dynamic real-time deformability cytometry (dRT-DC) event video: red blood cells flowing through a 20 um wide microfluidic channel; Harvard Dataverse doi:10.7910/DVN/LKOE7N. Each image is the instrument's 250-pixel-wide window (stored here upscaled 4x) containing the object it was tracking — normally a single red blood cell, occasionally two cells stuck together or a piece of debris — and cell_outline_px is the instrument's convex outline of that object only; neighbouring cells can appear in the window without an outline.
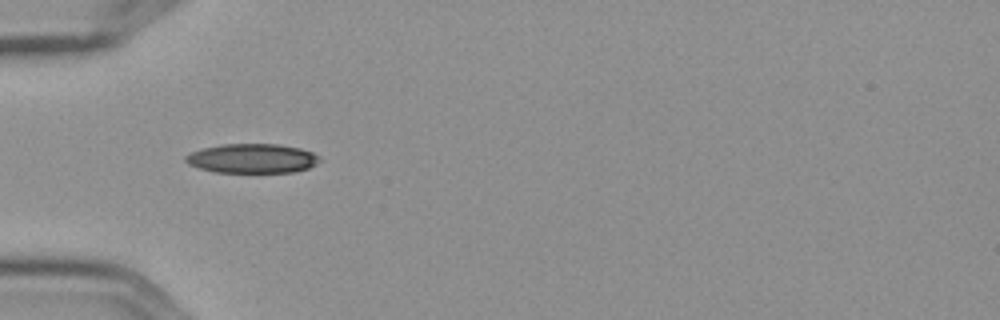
{"species": "Egyptian fruit bat (a non-hibernating species)", "species_latin": "Rousettus aegyptiacus", "temperature_condition": "cold", "stored_images_in_passage": 6, "camera_frame_rate_fps": 3000, "um_per_image_px": 0.085, "frame": {"image": 1, "passage_image": 5, "time_ms": 1.333, "image_size_px": [1000, 320], "cell_outline_px": [[320, 160], [308, 168], [292, 172], [212, 172], [188, 164], [184, 160], [184, 156], [192, 152], [204, 148], [224, 144], [276, 144], [300, 148], [312, 152], [320, 156]], "centroid_in_image_um": [21.42, 13.47], "position_along_channel_um": 63.6, "area_um2": 22.77}}
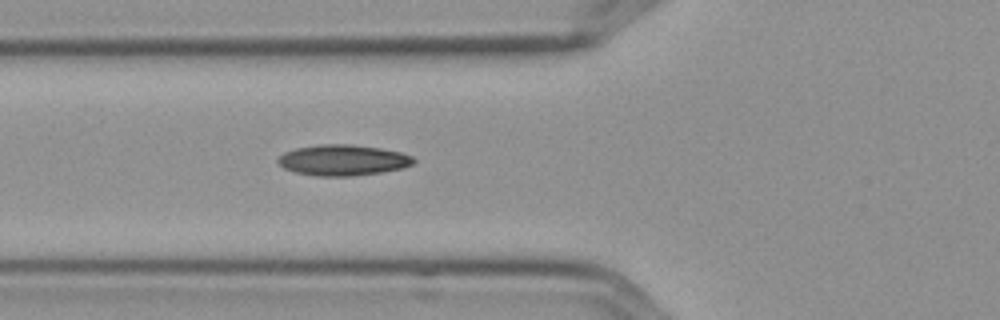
{"frame": {"image": 2, "passage_image": 6, "time_ms": 1.667, "image_size_px": [1000, 320], "cell_outline_px": [[416, 160], [412, 164], [400, 168], [380, 172], [352, 176], [316, 176], [296, 172], [284, 168], [276, 160], [284, 152], [296, 148], [320, 144], [352, 144], [380, 148], [400, 152], [412, 156]], "centroid_in_image_um": [29.13, 13.6], "position_along_channel_um": 96.7, "area_um2": 24.22}}